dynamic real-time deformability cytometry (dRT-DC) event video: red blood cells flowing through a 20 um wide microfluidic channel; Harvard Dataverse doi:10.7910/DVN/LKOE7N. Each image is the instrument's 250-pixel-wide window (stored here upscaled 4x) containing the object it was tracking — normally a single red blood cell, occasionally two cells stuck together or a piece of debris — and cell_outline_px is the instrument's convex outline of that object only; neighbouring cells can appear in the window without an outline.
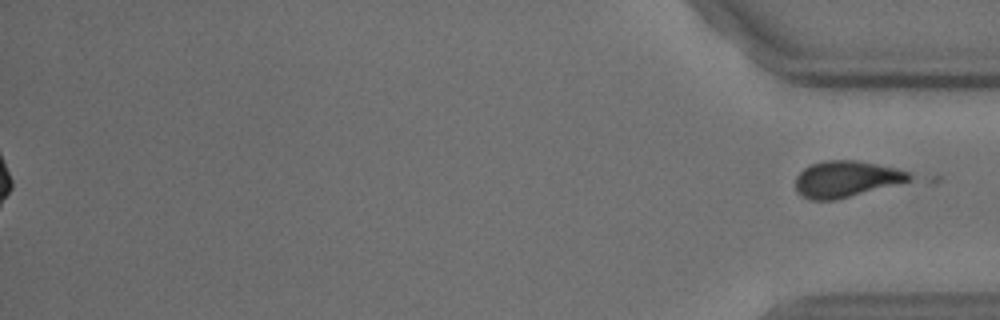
{"species": "common noctule bat (a hibernating species)", "species_latin": "Nyctalus noctula", "temperature_condition": "cold", "stored_images_in_passage": 56, "segment_of_instrument_passage": [2, 2], "camera_frame_rate_fps": 3000, "um_per_image_px": 0.085, "animal": {"sex": "male", "body_mass_g": 18.8}, "frame": {"image": 1, "passage_image": 56, "time_ms": 18.333, "image_size_px": [1000, 320], "cell_outline_px": [[916, 176], [908, 180], [836, 200], [812, 200], [800, 196], [796, 192], [796, 176], [804, 168], [812, 164], [824, 160], [856, 160], [896, 168], [908, 172]], "centroid_in_image_um": [71.86, 15.21], "position_along_channel_um": 363.3, "area_um2": 23.81}}